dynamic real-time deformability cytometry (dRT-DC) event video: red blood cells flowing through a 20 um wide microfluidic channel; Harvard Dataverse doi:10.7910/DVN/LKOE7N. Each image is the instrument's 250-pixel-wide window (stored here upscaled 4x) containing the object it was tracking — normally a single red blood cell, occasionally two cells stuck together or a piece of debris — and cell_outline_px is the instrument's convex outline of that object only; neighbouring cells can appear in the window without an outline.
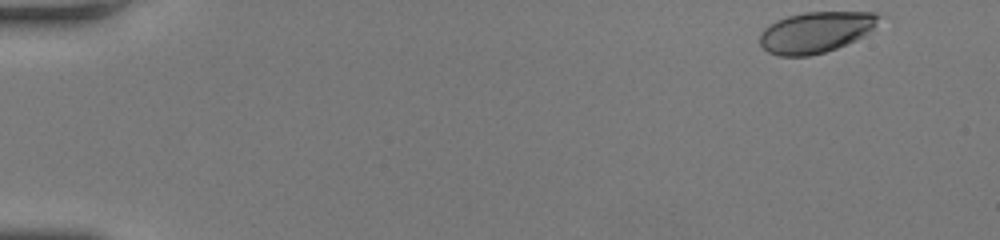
{"species": "human", "species_latin": "Homo sapiens", "temperature_condition": "room temperature", "stored_images_in_passage": 49, "camera_frame_rate_fps": 3000, "um_per_image_px": 0.085, "donor": {"sex": "female"}, "frame": {"image": 1, "passage_image": 1, "time_ms": 0.0, "image_size_px": [1000, 240], "cell_outline_px": [[880, 16], [872, 28], [864, 36], [856, 40], [836, 48], [824, 52], [808, 56], [780, 56], [768, 52], [760, 44], [760, 32], [768, 24], [776, 20], [788, 16], [804, 12], [872, 12]], "centroid_in_image_um": [69.29, 2.74], "position_along_channel_um": 15.7, "area_um2": 28.26}}
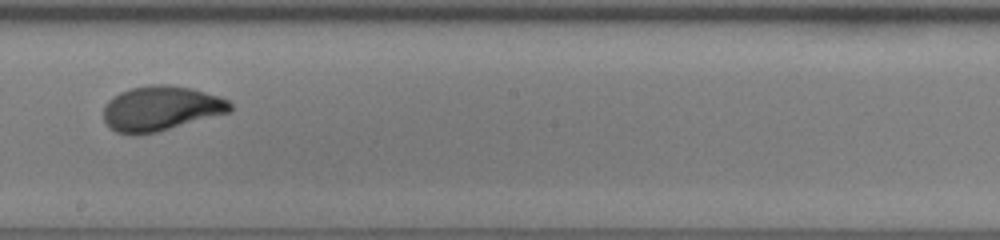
{"frame": {"image": 2, "passage_image": 28, "time_ms": 9.0, "image_size_px": [1000, 240], "cell_outline_px": [[232, 112], [156, 132], [132, 136], [116, 132], [108, 128], [104, 120], [104, 104], [112, 96], [120, 92], [132, 88], [152, 84], [168, 84], [192, 88], [228, 100], [232, 104]], "centroid_in_image_um": [13.64, 9.23], "position_along_channel_um": 234.6, "area_um2": 33.35}}
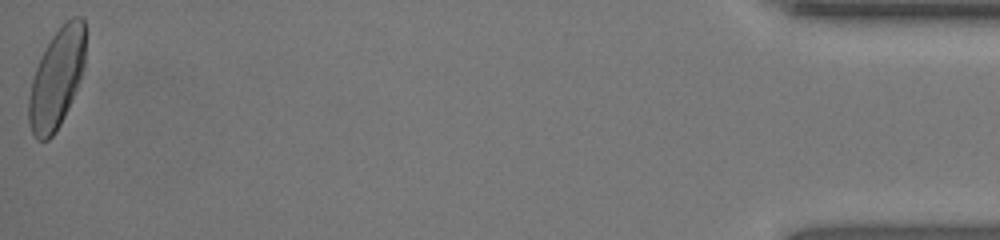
{"frame": {"image": 3, "passage_image": 49, "time_ms": 16.0, "image_size_px": [1000, 240], "cell_outline_px": [[84, 64], [72, 100], [56, 132], [48, 140], [36, 140], [32, 132], [28, 120], [28, 100], [32, 80], [36, 68], [52, 36], [72, 16], [80, 16], [84, 20]], "centroid_in_image_um": [4.8, 6.71], "position_along_channel_um": 430.4, "area_um2": 32.14}, "authors_computed_cell_mechanics": {"area_um2": 32.079, "velocity_mm_per_s": 4.0828, "shape_relaxation_time_tau1_ms": 3.1231, "shape_relaxation_time_tau2_ms": null, "deformation_change_tau1": 0.1606, "deformation_change_tau2": null}}